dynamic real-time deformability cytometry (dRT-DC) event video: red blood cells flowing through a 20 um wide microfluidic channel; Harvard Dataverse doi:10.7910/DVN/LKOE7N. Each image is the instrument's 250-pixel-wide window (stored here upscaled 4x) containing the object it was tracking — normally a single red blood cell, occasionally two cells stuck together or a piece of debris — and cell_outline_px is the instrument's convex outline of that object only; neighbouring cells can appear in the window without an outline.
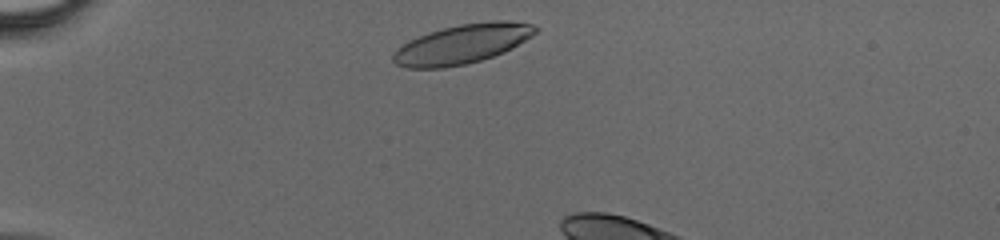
{"species": "human", "species_latin": "Homo sapiens", "temperature_condition": "cold", "stored_images_in_passage": 8, "camera_frame_rate_fps": 3000, "um_per_image_px": 0.085, "donor": {"sex": "male"}, "frame": {"image": 1, "passage_image": 2, "time_ms": 0.333, "image_size_px": [1000, 240], "cell_outline_px": [[540, 28], [532, 36], [504, 52], [480, 60], [464, 64], [444, 68], [408, 68], [396, 64], [392, 60], [392, 52], [396, 48], [408, 40], [428, 32], [460, 24], [496, 20], [508, 20], [532, 24]], "centroid_in_image_um": [39.26, 3.74], "position_along_channel_um": 45.7, "area_um2": 32.66}}